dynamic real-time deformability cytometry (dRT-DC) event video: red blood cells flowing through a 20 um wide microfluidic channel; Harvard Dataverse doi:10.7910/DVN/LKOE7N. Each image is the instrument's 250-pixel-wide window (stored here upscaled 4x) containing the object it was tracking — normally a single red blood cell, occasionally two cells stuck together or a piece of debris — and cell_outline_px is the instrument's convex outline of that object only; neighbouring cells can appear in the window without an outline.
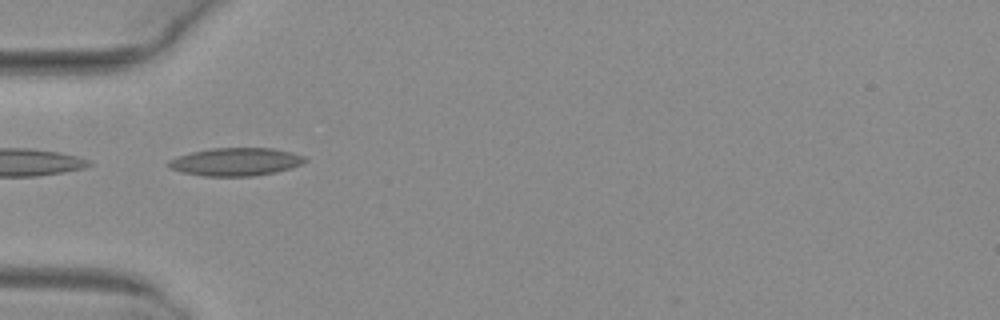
{"species": "common noctule bat (a hibernating species)", "species_latin": "Nyctalus noctula", "temperature_condition": "warm", "stored_images_in_passage": 35, "camera_frame_rate_fps": 3000, "um_per_image_px": 0.085, "animal": {"sex": "female", "body_mass_g": 29.2, "forearm_length_mm": 56.3}, "frame": {"image": 1, "passage_image": 1, "time_ms": 0.0, "image_size_px": [1000, 320], "cell_outline_px": [[308, 160], [304, 164], [292, 168], [276, 172], [252, 176], [204, 176], [184, 172], [172, 168], [168, 164], [168, 160], [192, 152], [212, 148], [272, 148], [292, 152], [304, 156]], "centroid_in_image_um": [20.12, 13.75], "position_along_channel_um": 64.9, "area_um2": 22.14}}
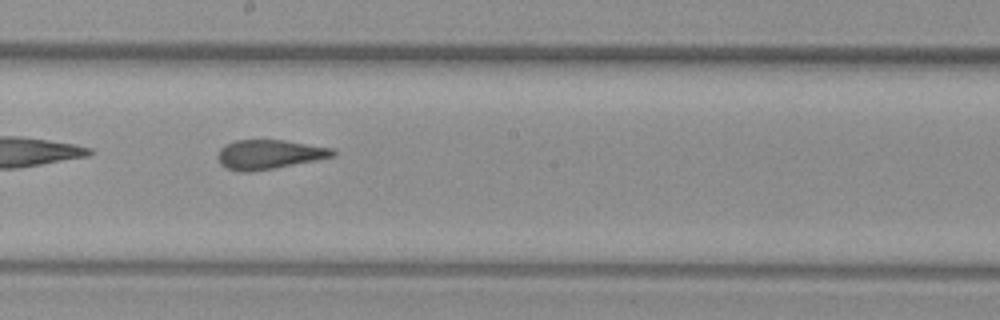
{"frame": {"image": 2, "passage_image": 13, "time_ms": 4.0, "image_size_px": [1000, 320], "cell_outline_px": [[336, 156], [276, 168], [248, 172], [240, 172], [228, 168], [220, 164], [220, 148], [224, 144], [236, 140], [284, 140], [332, 148], [336, 152]], "centroid_in_image_um": [22.91, 13.12], "position_along_channel_um": 225.3, "area_um2": 19.54}}
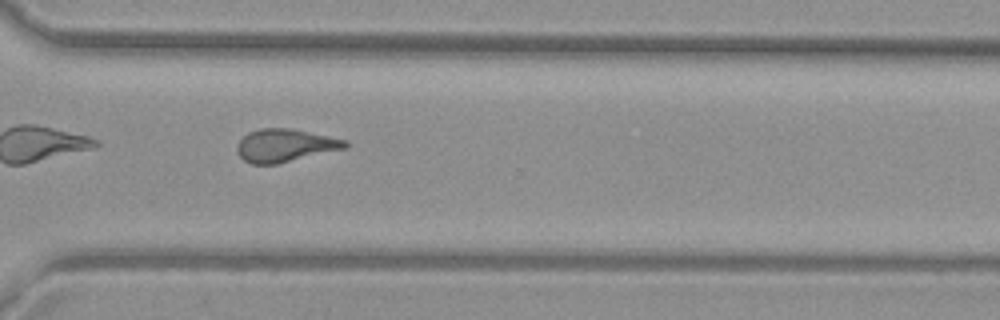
{"frame": {"image": 3, "passage_image": 22, "time_ms": 7.0, "image_size_px": [1000, 320], "cell_outline_px": [[348, 148], [276, 164], [252, 164], [244, 160], [236, 152], [236, 144], [248, 132], [260, 128], [292, 128], [348, 140]], "centroid_in_image_um": [24.24, 12.36], "position_along_channel_um": 346.4, "area_um2": 20.92}, "authors_computed_cell_mechanics": {"area_um2": 20.5768, "velocity_mm_per_s": 4.0451, "shape_relaxation_time_tau1_ms": null, "shape_relaxation_time_tau2_ms": 1.8105, "deformation_change_tau1": null, "deformation_change_tau2": 0.1079}}